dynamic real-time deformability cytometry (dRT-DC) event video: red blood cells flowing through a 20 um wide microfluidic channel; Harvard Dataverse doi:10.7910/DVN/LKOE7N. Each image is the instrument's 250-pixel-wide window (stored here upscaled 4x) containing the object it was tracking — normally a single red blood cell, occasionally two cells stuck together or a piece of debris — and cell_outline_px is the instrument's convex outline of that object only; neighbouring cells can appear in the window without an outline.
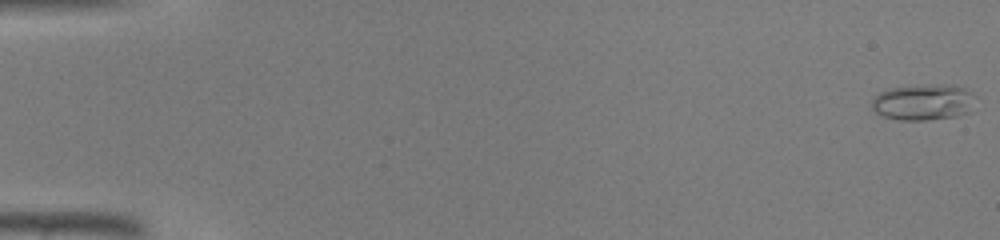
{"species": "common noctule bat (a hibernating species)", "species_latin": "Nyctalus noctula", "temperature_condition": "warm", "stored_images_in_passage": 46, "camera_frame_rate_fps": 3000, "um_per_image_px": 0.085, "animal": {"sex": "male", "body_mass_g": 19.0, "forearm_length_mm": 50.8}, "frame": {"image": 1, "passage_image": 1, "time_ms": 0.0, "image_size_px": [1000, 240], "cell_outline_px": [[972, 92], [968, 112], [956, 116], [928, 120], [900, 120], [884, 116], [876, 112], [872, 108], [872, 96], [888, 88], [940, 84], [952, 84], [964, 88]], "centroid_in_image_um": [78.41, 8.68], "position_along_channel_um": 6.6, "area_um2": 21.5}}
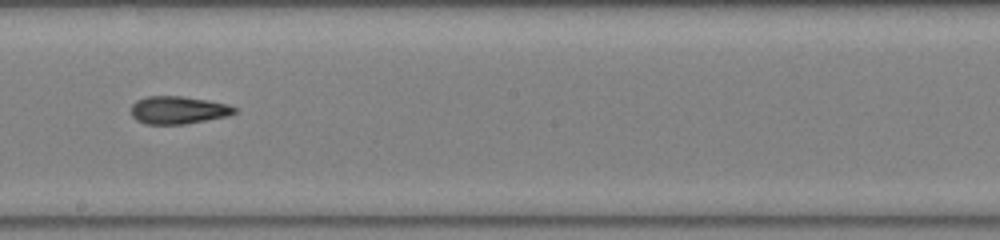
{"frame": {"image": 2, "passage_image": 27, "time_ms": 8.667, "image_size_px": [1000, 240], "cell_outline_px": [[236, 112], [228, 116], [184, 124], [144, 124], [136, 120], [132, 116], [132, 104], [136, 100], [148, 96], [180, 96], [208, 100], [228, 104], [236, 108]], "centroid_in_image_um": [15.14, 9.35], "position_along_channel_um": 233.1, "area_um2": 16.7}}
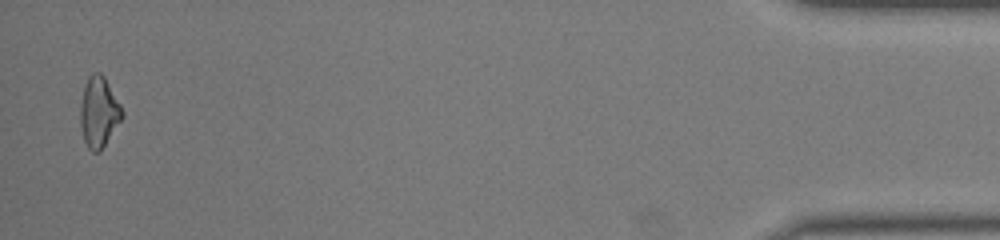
{"frame": {"image": 3, "passage_image": 45, "time_ms": 14.667, "image_size_px": [1000, 240], "cell_outline_px": [[124, 116], [100, 152], [92, 152], [88, 148], [84, 140], [80, 124], [80, 104], [84, 84], [88, 76], [92, 72], [100, 72], [104, 76], [120, 104], [124, 112]], "centroid_in_image_um": [8.39, 9.52], "position_along_channel_um": 426.8, "area_um2": 17.34}}